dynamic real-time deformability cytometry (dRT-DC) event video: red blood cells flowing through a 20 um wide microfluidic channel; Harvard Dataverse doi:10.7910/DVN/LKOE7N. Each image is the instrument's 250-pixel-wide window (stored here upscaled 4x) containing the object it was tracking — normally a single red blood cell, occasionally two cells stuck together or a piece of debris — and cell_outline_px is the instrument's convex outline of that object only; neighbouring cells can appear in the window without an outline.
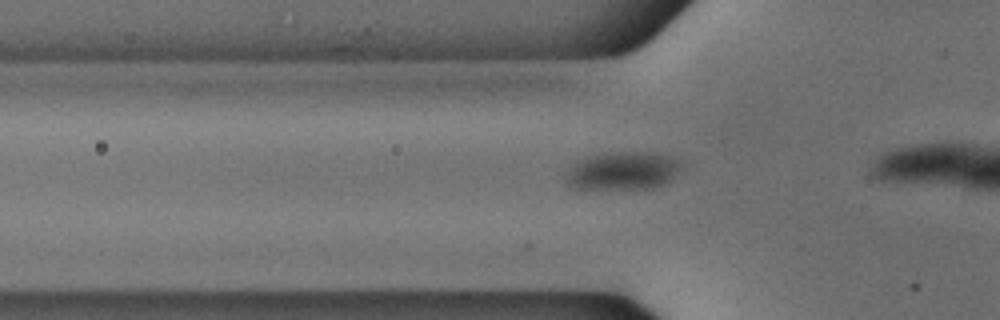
{"species": "common noctule bat (a hibernating species)", "species_latin": "Nyctalus noctula", "temperature_condition": "cold", "stored_images_in_passage": 12, "camera_frame_rate_fps": 3000, "um_per_image_px": 0.085, "animal": {"sex": "male", "body_mass_g": 18.8}, "frame": {"image": 1, "passage_image": 3, "time_ms": 0.667, "image_size_px": [1000, 320], "cell_outline_px": [[680, 164], [672, 180], [664, 184], [652, 188], [572, 188], [564, 180], [564, 176], [576, 160], [592, 156], [616, 152], [656, 152], [668, 156], [676, 160]], "centroid_in_image_um": [52.89, 14.52], "position_along_channel_um": 72.9, "area_um2": 25.26}}
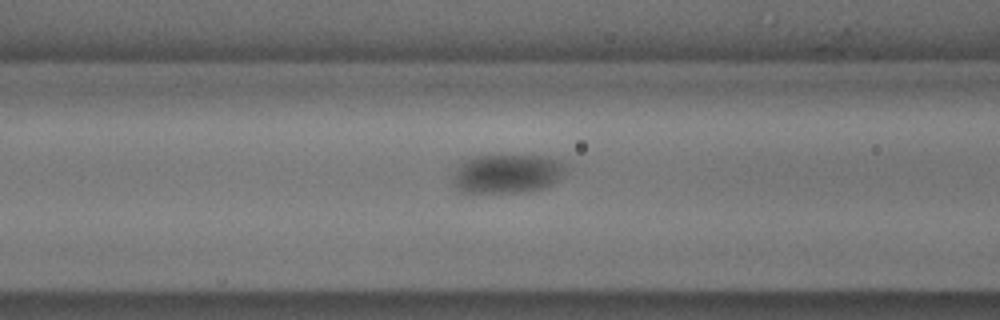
{"frame": {"image": 2, "passage_image": 7, "time_ms": 2.0, "image_size_px": [1000, 320], "cell_outline_px": [[564, 172], [552, 184], [544, 188], [528, 192], [460, 192], [456, 188], [456, 168], [460, 164], [472, 156], [544, 156], [556, 160], [564, 164]], "centroid_in_image_um": [43.11, 14.77], "position_along_channel_um": 123.5, "area_um2": 25.09}}
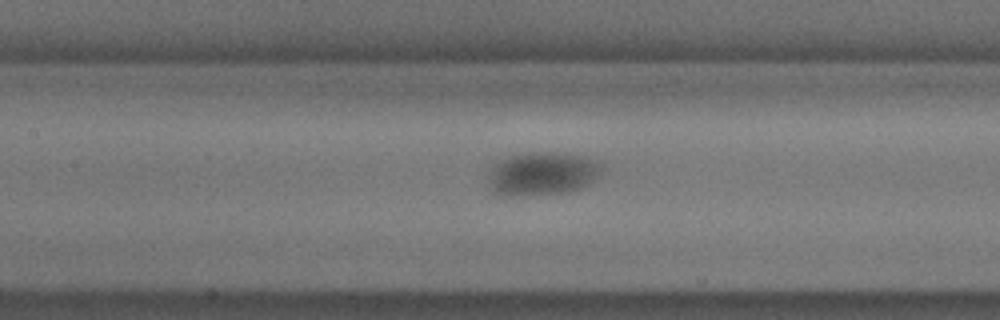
{"frame": {"image": 3, "passage_image": 10, "time_ms": 3.0, "image_size_px": [1000, 320], "cell_outline_px": [[600, 172], [588, 184], [580, 188], [568, 192], [500, 196], [492, 192], [488, 176], [492, 164], [500, 160], [512, 156], [528, 152], [552, 152], [576, 156], [592, 160], [600, 164]], "centroid_in_image_um": [46.0, 14.77], "position_along_channel_um": 161.4, "area_um2": 28.03}}